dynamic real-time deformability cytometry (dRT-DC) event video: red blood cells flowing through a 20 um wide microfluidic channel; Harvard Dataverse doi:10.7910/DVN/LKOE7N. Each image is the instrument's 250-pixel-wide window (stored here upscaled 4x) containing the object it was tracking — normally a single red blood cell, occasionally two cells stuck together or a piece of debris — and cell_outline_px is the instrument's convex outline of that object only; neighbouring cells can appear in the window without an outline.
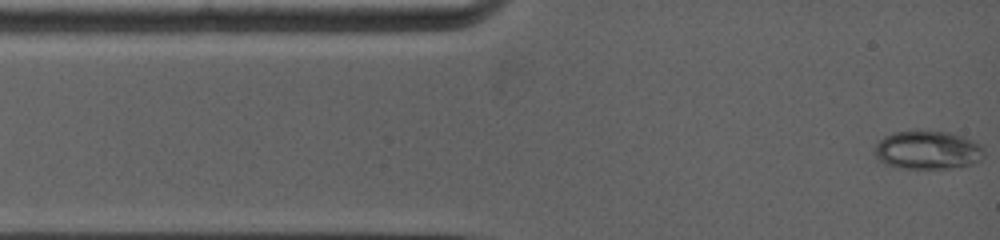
{"species": "common noctule bat (a hibernating species)", "species_latin": "Nyctalus noctula", "temperature_condition": "warm", "stored_images_in_passage": 37, "camera_frame_rate_fps": 5000, "um_per_image_px": 0.085, "animal": {"sex": "female", "body_mass_g": 19.0, "forearm_length_mm": 53.3}, "frame": {"image": 1, "passage_image": 1, "time_ms": 0.0, "image_size_px": [1000, 240], "cell_outline_px": [[984, 156], [980, 160], [972, 164], [948, 168], [900, 168], [884, 164], [876, 156], [876, 144], [884, 136], [892, 132], [916, 128], [948, 132], [972, 140], [980, 144], [984, 152]], "centroid_in_image_um": [78.83, 12.72], "position_along_channel_um": 6.2, "area_um2": 24.91}}
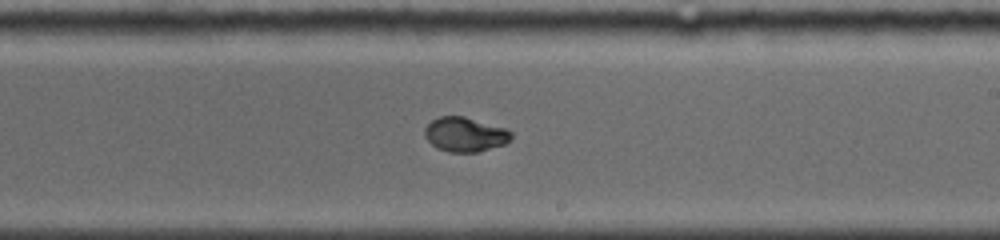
{"frame": {"image": 2, "passage_image": 20, "time_ms": 7.4, "image_size_px": [1000, 240], "cell_outline_px": [[512, 136], [504, 144], [476, 152], [448, 152], [436, 148], [424, 136], [424, 128], [432, 120], [440, 116], [464, 116], [504, 128], [512, 132]], "centroid_in_image_um": [39.48, 11.43], "position_along_channel_um": 249.5, "area_um2": 17.22}}
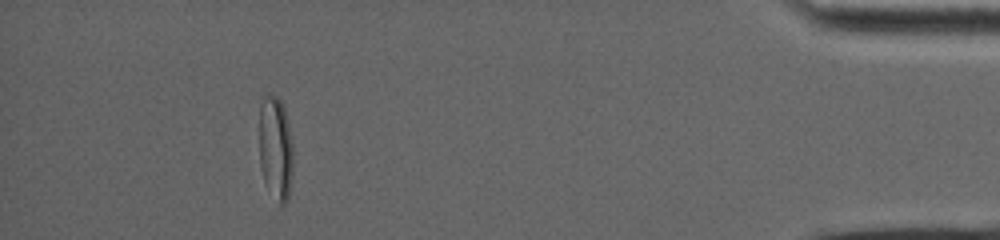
{"frame": {"image": 3, "passage_image": 37, "time_ms": 13.4, "image_size_px": [1000, 240], "cell_outline_px": [[292, 172], [288, 200], [284, 204], [280, 204], [264, 180], [260, 164], [260, 96], [276, 96], [280, 100], [284, 108], [288, 120], [292, 144]], "centroid_in_image_um": [23.43, 12.54], "position_along_channel_um": 411.8, "area_um2": 20.23}, "authors_computed_cell_mechanics": {"area_um2": 17.9758, "velocity_mm_per_s": 3.9596, "shape_relaxation_time_tau1_ms": 7.545, "shape_relaxation_time_tau2_ms": null, "deformation_change_tau1": 0.2693, "deformation_change_tau2": null}}